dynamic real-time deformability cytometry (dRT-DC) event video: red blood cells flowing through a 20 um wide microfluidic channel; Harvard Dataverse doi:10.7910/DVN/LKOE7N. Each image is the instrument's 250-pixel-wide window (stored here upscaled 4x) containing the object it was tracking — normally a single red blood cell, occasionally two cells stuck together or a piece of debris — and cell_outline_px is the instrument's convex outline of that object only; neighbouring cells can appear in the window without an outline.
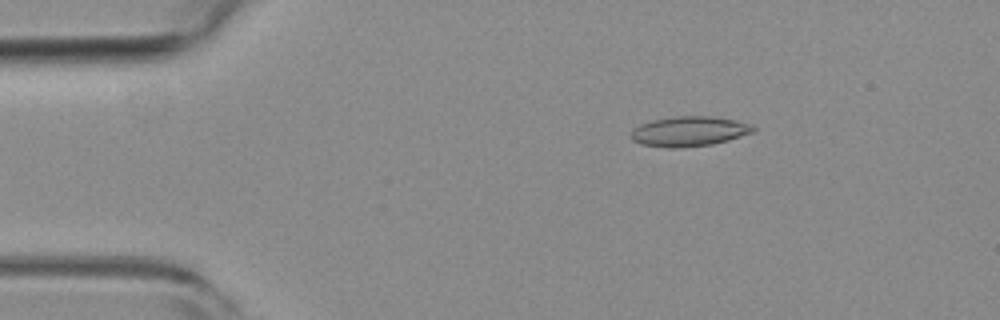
{"species": "common noctule bat (a hibernating species)", "species_latin": "Nyctalus noctula", "temperature_condition": "room temperature", "stored_images_in_passage": 54, "camera_frame_rate_fps": 3000, "um_per_image_px": 0.085, "animal": {"sex": "female", "body_mass_g": 19.3, "forearm_length_mm": 54.1}, "frame": {"image": 1, "passage_image": 9, "time_ms": 2.667, "image_size_px": [1000, 320], "cell_outline_px": [[756, 132], [728, 140], [712, 144], [676, 148], [668, 148], [640, 144], [632, 140], [632, 128], [640, 124], [652, 120], [676, 116], [712, 116], [736, 120], [752, 124], [756, 128]], "centroid_in_image_um": [58.6, 11.16], "position_along_channel_um": 26.4, "area_um2": 21.5}}
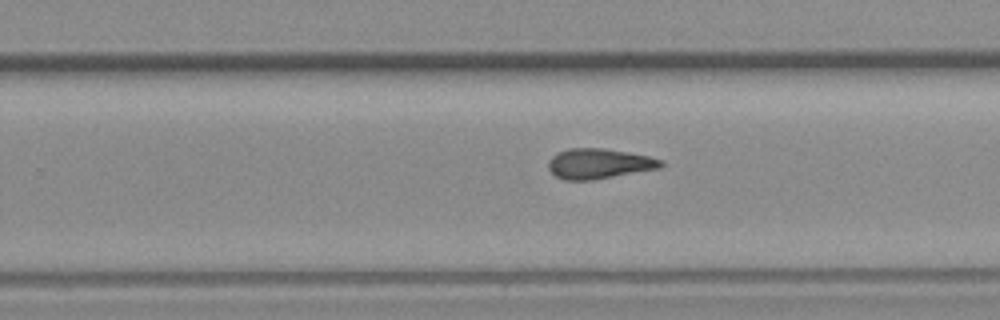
{"frame": {"image": 2, "passage_image": 34, "time_ms": 11.0, "image_size_px": [1000, 320], "cell_outline_px": [[664, 164], [660, 168], [592, 180], [564, 180], [556, 176], [548, 168], [548, 160], [556, 152], [568, 148], [604, 148], [628, 152], [648, 156], [664, 160]], "centroid_in_image_um": [50.9, 13.9], "position_along_channel_um": 278.9, "area_um2": 19.88}}
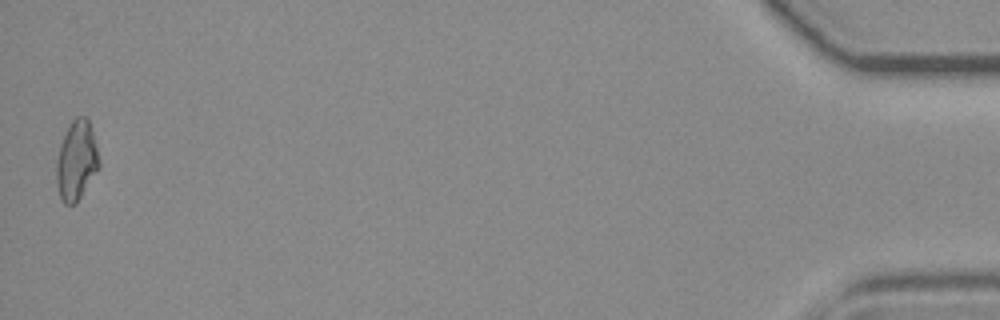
{"frame": {"image": 3, "passage_image": 54, "time_ms": 17.667, "image_size_px": [1000, 320], "cell_outline_px": [[100, 168], [76, 204], [64, 204], [60, 196], [56, 184], [56, 160], [60, 144], [72, 120], [76, 116], [84, 116], [88, 120], [92, 132], [100, 160]], "centroid_in_image_um": [6.5, 13.68], "position_along_channel_um": 428.7, "area_um2": 19.77}, "authors_computed_cell_mechanics": {"area_um2": 19.8254, "velocity_mm_per_s": 3.7647, "shape_relaxation_time_tau1_ms": 9.5913, "shape_relaxation_time_tau2_ms": 5.2415, "deformation_change_tau1": 0.2053, "deformation_change_tau2": 0.1572}}